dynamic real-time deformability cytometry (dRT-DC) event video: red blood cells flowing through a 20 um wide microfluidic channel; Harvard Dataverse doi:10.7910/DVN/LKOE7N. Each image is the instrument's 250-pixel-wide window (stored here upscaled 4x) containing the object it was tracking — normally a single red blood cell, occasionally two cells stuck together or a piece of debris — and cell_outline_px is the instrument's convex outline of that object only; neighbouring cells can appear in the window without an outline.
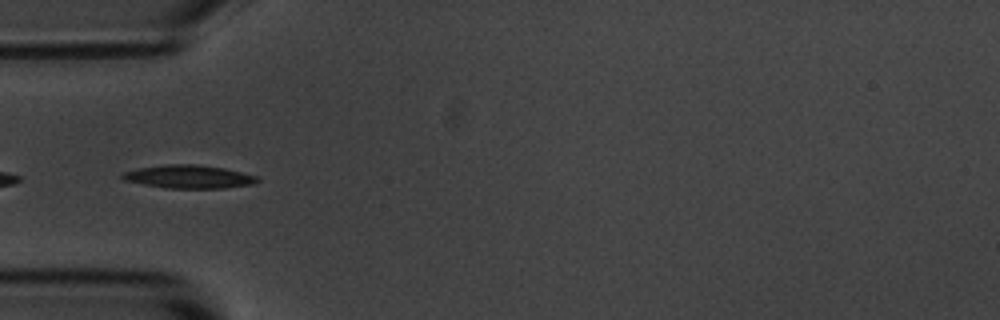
{"species": "common noctule bat (a hibernating species)", "species_latin": "Nyctalus noctula", "temperature_condition": "room temperature", "stored_images_in_passage": 6, "camera_frame_rate_fps": 3000, "um_per_image_px": 0.085, "animal": {"sex": "male", "body_mass_g": 20.1, "forearm_length_mm": 53.5}, "frame": {"image": 1, "passage_image": 4, "time_ms": 3.333, "image_size_px": [1000, 320], "cell_outline_px": [[260, 180], [256, 184], [224, 188], [168, 188], [144, 184], [124, 180], [120, 176], [124, 172], [140, 168], [164, 164], [196, 164], [224, 168], [256, 176]], "centroid_in_image_um": [16.08, 15.02], "position_along_channel_um": 68.9, "area_um2": 18.15}}
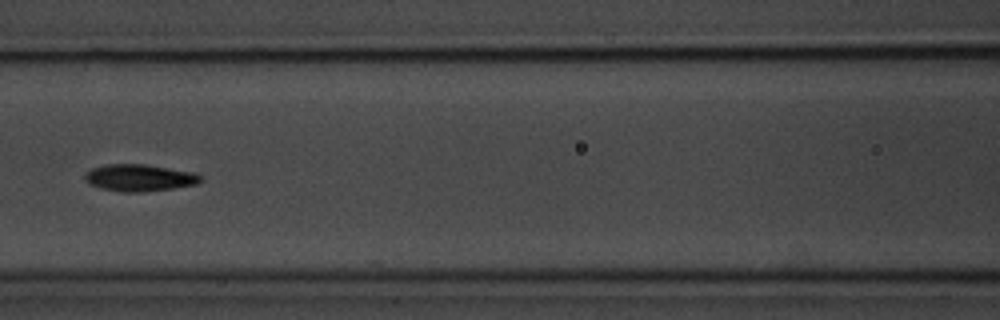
{"frame": {"image": 2, "passage_image": 6, "time_ms": 5.667, "image_size_px": [1000, 320], "cell_outline_px": [[204, 180], [196, 184], [172, 188], [144, 192], [124, 192], [100, 188], [88, 184], [84, 180], [84, 176], [92, 168], [108, 164], [148, 164], [196, 172]], "centroid_in_image_um": [11.87, 15.1], "position_along_channel_um": 154.7, "area_um2": 18.32}}